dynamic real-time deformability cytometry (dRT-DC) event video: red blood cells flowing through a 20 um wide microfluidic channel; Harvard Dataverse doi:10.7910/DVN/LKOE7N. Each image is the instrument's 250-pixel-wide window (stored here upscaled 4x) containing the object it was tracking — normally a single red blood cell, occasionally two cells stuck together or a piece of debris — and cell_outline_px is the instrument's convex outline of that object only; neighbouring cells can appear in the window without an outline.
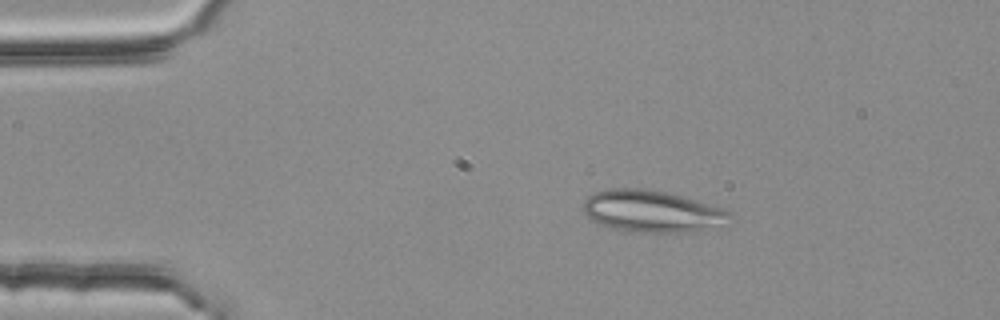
{"species": "common noctule bat (a hibernating species)", "species_latin": "Nyctalus noctula", "temperature_condition": "room temperature", "stored_images_in_passage": 3, "camera_frame_rate_fps": 3000, "um_per_image_px": 0.085, "animal": {"sex": "female", "body_mass_g": 25.1}, "frame": {"image": 1, "passage_image": 1, "time_ms": 0.0, "image_size_px": [1000, 320], "cell_outline_px": [[732, 216], [700, 228], [676, 232], [636, 232], [612, 228], [600, 224], [592, 220], [584, 212], [584, 200], [592, 192], [608, 188], [640, 188], [664, 192], [680, 196], [720, 208], [732, 212]], "centroid_in_image_um": [55.22, 17.92], "position_along_channel_um": 29.8, "area_um2": 34.33}}